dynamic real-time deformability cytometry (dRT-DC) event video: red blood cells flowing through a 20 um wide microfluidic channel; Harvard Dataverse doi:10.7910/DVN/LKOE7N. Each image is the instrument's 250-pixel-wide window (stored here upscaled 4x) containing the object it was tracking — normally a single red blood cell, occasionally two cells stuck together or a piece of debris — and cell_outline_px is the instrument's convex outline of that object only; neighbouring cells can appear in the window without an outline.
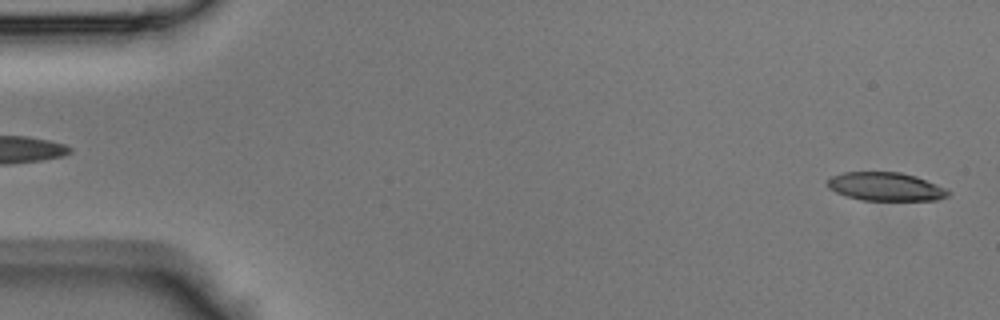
{"species": "Egyptian fruit bat (a non-hibernating species)", "species_latin": "Rousettus aegyptiacus", "temperature_condition": "room temperature", "stored_images_in_passage": 47, "camera_frame_rate_fps": 3000, "um_per_image_px": 0.085, "animal": {"sex": "male"}, "frame": {"image": 1, "passage_image": 1, "time_ms": 0.0, "image_size_px": [1000, 320], "cell_outline_px": [[952, 192], [948, 196], [936, 200], [860, 200], [844, 196], [828, 188], [828, 180], [832, 176], [844, 172], [900, 172], [916, 176], [944, 188]], "centroid_in_image_um": [75.26, 15.87], "position_along_channel_um": 9.7, "area_um2": 19.94}}
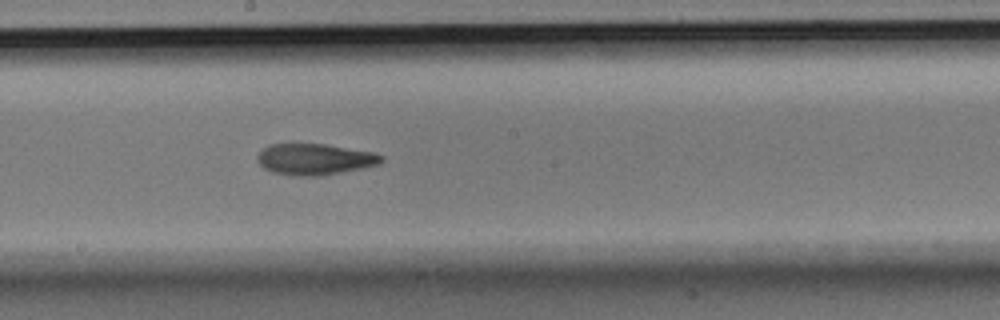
{"frame": {"image": 2, "passage_image": 25, "time_ms": 8.0, "image_size_px": [1000, 320], "cell_outline_px": [[384, 160], [380, 164], [364, 168], [320, 176], [292, 176], [272, 172], [264, 168], [260, 164], [260, 152], [268, 144], [324, 144], [372, 152], [384, 156]], "centroid_in_image_um": [26.8, 13.55], "position_along_channel_um": 221.4, "area_um2": 22.43}}
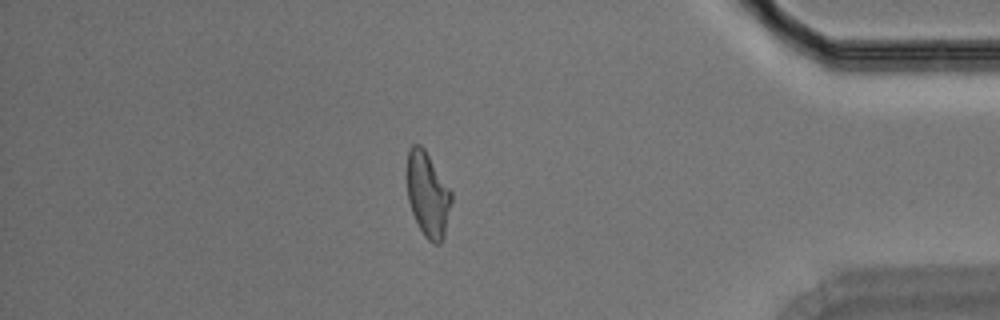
{"frame": {"image": 3, "passage_image": 40, "time_ms": 13.0, "image_size_px": [1000, 320], "cell_outline_px": [[452, 200], [444, 236], [440, 244], [432, 244], [424, 236], [412, 212], [408, 200], [404, 176], [408, 148], [412, 144], [420, 144], [424, 148], [452, 192]], "centroid_in_image_um": [36.31, 16.49], "position_along_channel_um": 398.9, "area_um2": 22.48}}